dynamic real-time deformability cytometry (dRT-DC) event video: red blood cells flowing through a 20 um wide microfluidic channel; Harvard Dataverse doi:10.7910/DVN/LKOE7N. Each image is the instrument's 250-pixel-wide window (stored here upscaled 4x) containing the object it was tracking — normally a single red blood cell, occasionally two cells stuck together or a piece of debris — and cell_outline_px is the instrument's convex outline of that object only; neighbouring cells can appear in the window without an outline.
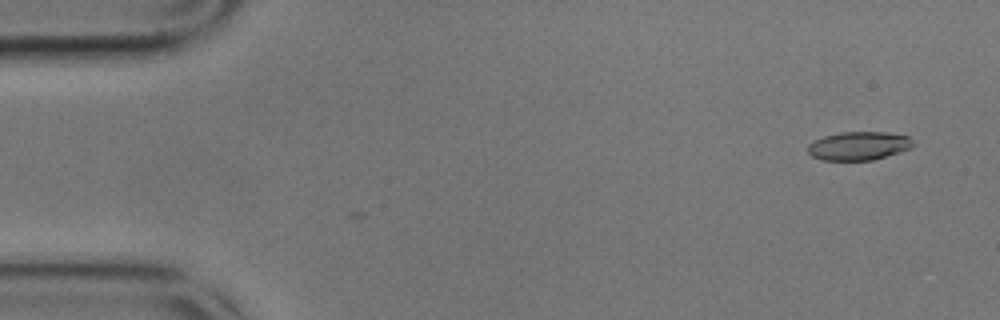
{"species": "common noctule bat (a hibernating species)", "species_latin": "Nyctalus noctula", "temperature_condition": "cold", "stored_images_in_passage": 2, "camera_frame_rate_fps": 3000, "um_per_image_px": 0.085, "animal": {"sex": "male", "body_mass_g": 17.9}, "frame": {"image": 1, "passage_image": 1, "time_ms": 0.0, "image_size_px": [1000, 320], "cell_outline_px": [[912, 148], [900, 152], [872, 160], [820, 160], [812, 156], [808, 152], [808, 144], [824, 136], [840, 132], [888, 132], [908, 136], [912, 140]], "centroid_in_image_um": [72.99, 12.4], "position_along_channel_um": 12.0, "area_um2": 17.46}}